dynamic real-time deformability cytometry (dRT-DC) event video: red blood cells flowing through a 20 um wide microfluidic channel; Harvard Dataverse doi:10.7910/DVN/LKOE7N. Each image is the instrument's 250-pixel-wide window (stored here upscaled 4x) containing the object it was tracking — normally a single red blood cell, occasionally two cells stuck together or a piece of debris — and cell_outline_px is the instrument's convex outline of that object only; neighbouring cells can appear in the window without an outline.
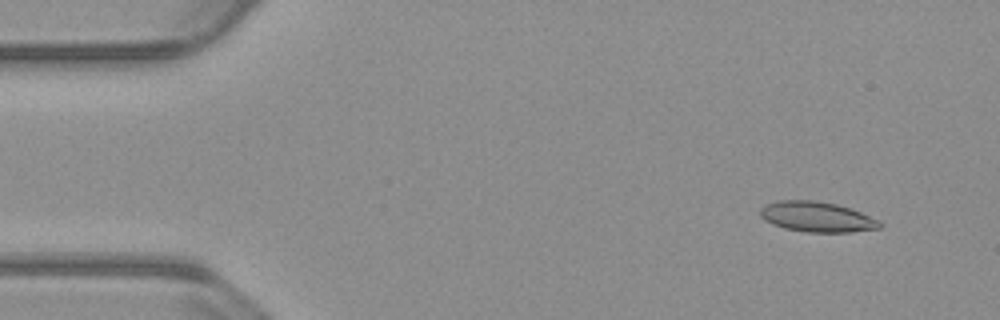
{"species": "common noctule bat (a hibernating species)", "species_latin": "Nyctalus noctula", "temperature_condition": "warm", "stored_images_in_passage": 54, "camera_frame_rate_fps": 3000, "um_per_image_px": 0.085, "animal": {"sex": "male", "body_mass_g": 23.1, "forearm_length_mm": 52.7}, "frame": {"image": 1, "passage_image": 5, "time_ms": 1.333, "image_size_px": [1000, 320], "cell_outline_px": [[884, 224], [880, 228], [852, 232], [804, 232], [784, 228], [772, 224], [764, 220], [760, 216], [760, 208], [764, 204], [776, 200], [812, 200], [836, 204], [860, 212], [880, 220]], "centroid_in_image_um": [69.41, 18.43], "position_along_channel_um": 15.6, "area_um2": 21.27}}
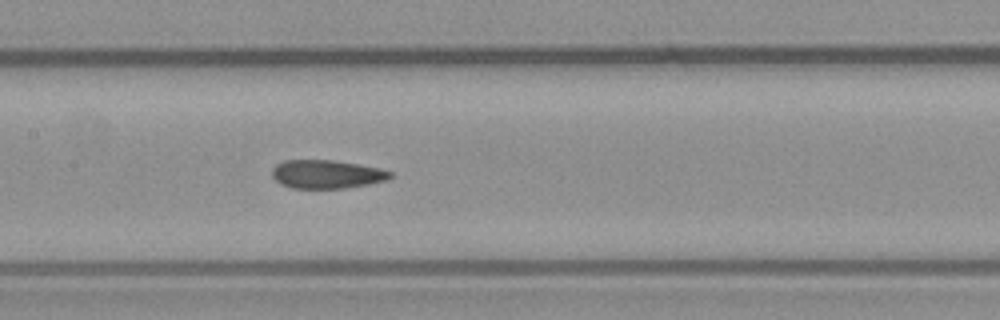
{"frame": {"image": 2, "passage_image": 26, "time_ms": 8.333, "image_size_px": [1000, 320], "cell_outline_px": [[396, 176], [388, 180], [368, 184], [344, 188], [292, 188], [280, 184], [272, 176], [272, 168], [276, 164], [284, 160], [332, 160], [380, 168], [392, 172]], "centroid_in_image_um": [27.78, 14.81], "position_along_channel_um": 179.6, "area_um2": 19.71}}
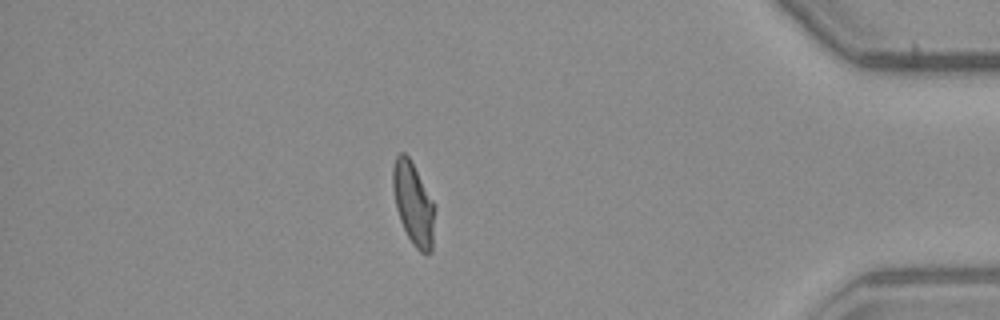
{"frame": {"image": 3, "passage_image": 47, "time_ms": 15.333, "image_size_px": [1000, 320], "cell_outline_px": [[432, 252], [420, 252], [412, 244], [400, 220], [396, 208], [392, 188], [392, 168], [396, 156], [400, 152], [404, 152], [408, 156], [432, 200]], "centroid_in_image_um": [35.07, 17.27], "position_along_channel_um": 400.1, "area_um2": 19.36}, "authors_computed_cell_mechanics": {"area_um2": 20.4034, "velocity_mm_per_s": 3.794, "shape_relaxation_time_tau1_ms": 5.1734, "shape_relaxation_time_tau2_ms": 1.3015, "deformation_change_tau1": 0.187, "deformation_change_tau2": 0.0867}}